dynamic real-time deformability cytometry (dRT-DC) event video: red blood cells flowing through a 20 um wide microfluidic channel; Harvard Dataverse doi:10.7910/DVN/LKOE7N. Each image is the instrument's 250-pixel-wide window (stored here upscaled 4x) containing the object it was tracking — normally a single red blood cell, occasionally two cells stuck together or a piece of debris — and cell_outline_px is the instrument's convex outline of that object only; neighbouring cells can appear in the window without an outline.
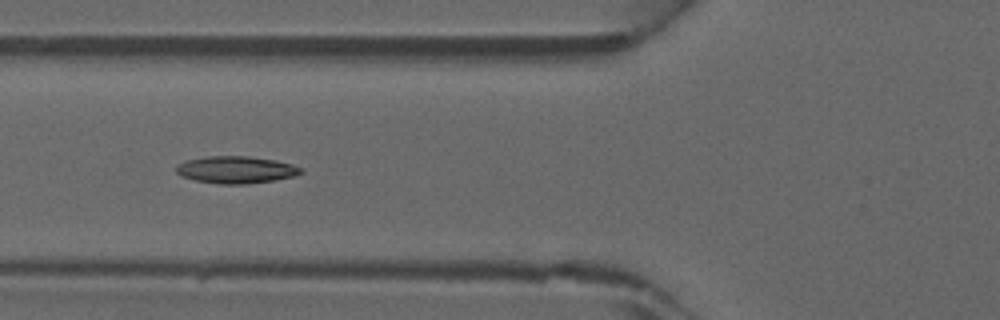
{"species": "common noctule bat (a hibernating species)", "species_latin": "Nyctalus noctula", "temperature_condition": "warm", "stored_images_in_passage": 20, "camera_frame_rate_fps": 3000, "um_per_image_px": 0.085, "animal": {"sex": "male", "forearm_length_mm": 52.5}, "frame": {"image": 1, "passage_image": 4, "time_ms": 1.0, "image_size_px": [1000, 320], "cell_outline_px": [[304, 172], [296, 176], [248, 184], [216, 184], [196, 180], [180, 176], [176, 172], [176, 164], [184, 160], [208, 156], [248, 156], [276, 160], [292, 164], [304, 168]], "centroid_in_image_um": [20.06, 14.42], "position_along_channel_um": 105.7, "area_um2": 20.0}}
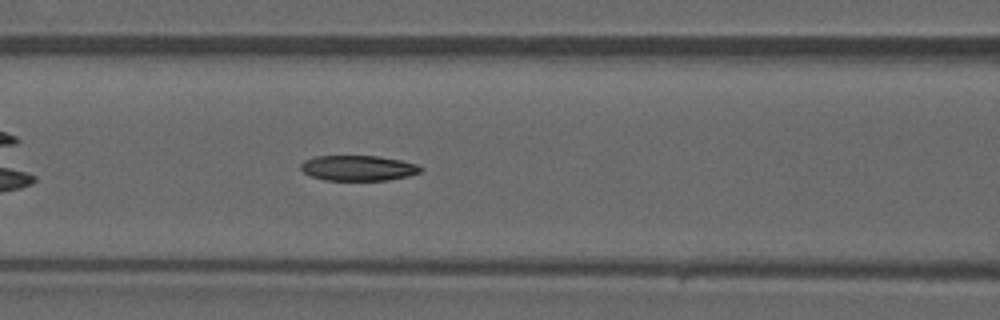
{"frame": {"image": 2, "passage_image": 6, "time_ms": 1.667, "image_size_px": [1000, 320], "cell_outline_px": [[424, 168], [420, 172], [408, 176], [388, 180], [324, 180], [312, 176], [304, 172], [300, 168], [300, 164], [304, 160], [316, 156], [376, 156], [400, 160], [416, 164]], "centroid_in_image_um": [30.44, 14.28], "position_along_channel_um": 136.2, "area_um2": 17.63}}